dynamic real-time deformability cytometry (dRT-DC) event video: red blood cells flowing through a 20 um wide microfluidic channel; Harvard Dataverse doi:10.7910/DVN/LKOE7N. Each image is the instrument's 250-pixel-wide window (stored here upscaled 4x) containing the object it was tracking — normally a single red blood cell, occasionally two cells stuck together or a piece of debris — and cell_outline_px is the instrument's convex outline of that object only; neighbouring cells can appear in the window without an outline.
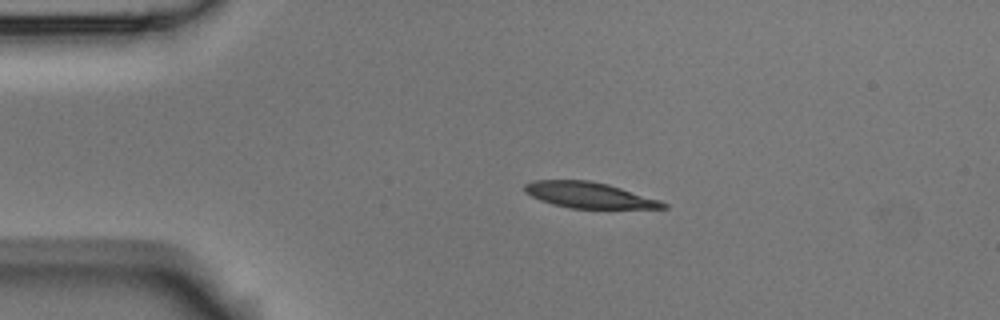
{"species": "Egyptian fruit bat (a non-hibernating species)", "species_latin": "Rousettus aegyptiacus", "temperature_condition": "room temperature", "stored_images_in_passage": 2, "camera_frame_rate_fps": 3000, "um_per_image_px": 0.085, "animal": {"sex": "male"}, "frame": {"image": 1, "passage_image": 1, "time_ms": 0.0, "image_size_px": [1000, 320], "cell_outline_px": [[668, 208], [568, 208], [552, 204], [540, 200], [524, 192], [524, 184], [532, 180], [588, 180], [608, 184], [660, 200], [668, 204]], "centroid_in_image_um": [50.04, 16.58], "position_along_channel_um": 35.0, "area_um2": 20.81}}